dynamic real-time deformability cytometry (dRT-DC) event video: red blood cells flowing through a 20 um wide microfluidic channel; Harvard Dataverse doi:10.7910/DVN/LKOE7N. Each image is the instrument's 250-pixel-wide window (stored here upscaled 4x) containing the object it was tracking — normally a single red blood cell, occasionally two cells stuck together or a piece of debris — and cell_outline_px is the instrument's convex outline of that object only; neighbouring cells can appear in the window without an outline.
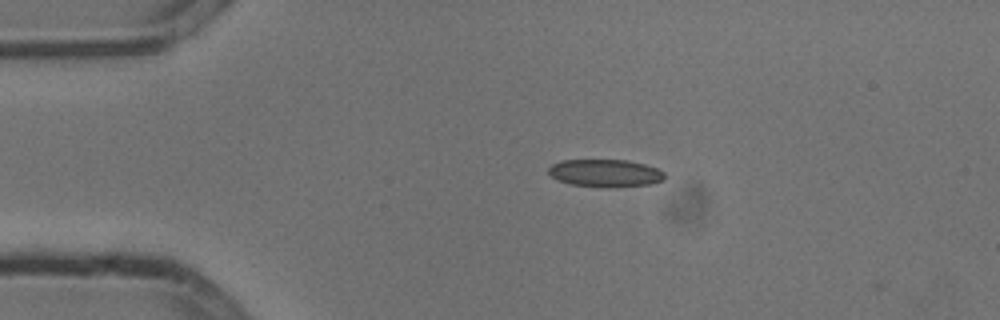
{"species": "common noctule bat (a hibernating species)", "species_latin": "Nyctalus noctula", "temperature_condition": "cold", "stored_images_in_passage": 2, "camera_frame_rate_fps": 3000, "um_per_image_px": 0.085, "animal": {"sex": "male", "body_mass_g": 13.3}, "frame": {"image": 1, "passage_image": 1, "time_ms": 0.0, "image_size_px": [1000, 320], "cell_outline_px": [[664, 180], [652, 184], [616, 188], [600, 188], [568, 184], [556, 180], [548, 172], [548, 168], [552, 164], [564, 160], [628, 160], [644, 164], [656, 168], [664, 172]], "centroid_in_image_um": [51.44, 14.74], "position_along_channel_um": 33.6, "area_um2": 19.07}}